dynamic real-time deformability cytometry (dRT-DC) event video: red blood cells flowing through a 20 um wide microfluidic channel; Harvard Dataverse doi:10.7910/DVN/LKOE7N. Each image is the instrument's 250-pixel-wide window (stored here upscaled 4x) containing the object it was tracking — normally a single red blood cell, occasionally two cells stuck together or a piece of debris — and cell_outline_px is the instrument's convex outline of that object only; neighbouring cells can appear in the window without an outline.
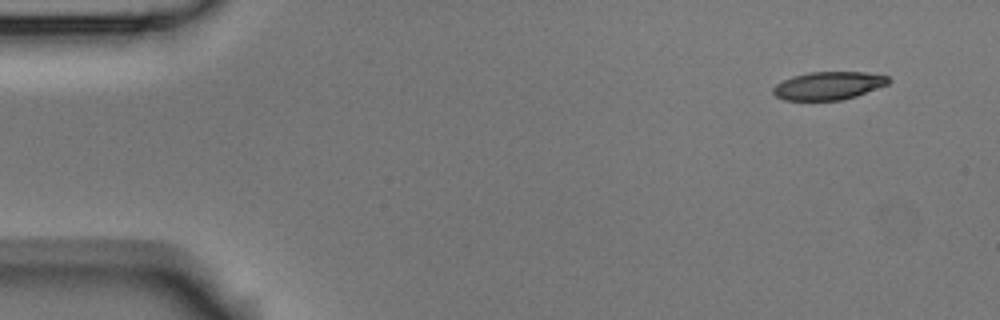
{"species": "Egyptian fruit bat (a non-hibernating species)", "species_latin": "Rousettus aegyptiacus", "temperature_condition": "room temperature", "stored_images_in_passage": 5, "camera_frame_rate_fps": 3000, "um_per_image_px": 0.085, "animal": {"sex": "male"}, "frame": {"image": 1, "passage_image": 5, "time_ms": 1.333, "image_size_px": [1000, 320], "cell_outline_px": [[892, 80], [888, 84], [856, 96], [840, 100], [784, 100], [776, 96], [772, 92], [772, 88], [776, 84], [792, 76], [808, 72], [868, 72], [888, 76]], "centroid_in_image_um": [70.43, 7.27], "position_along_channel_um": 14.6, "area_um2": 18.9}}